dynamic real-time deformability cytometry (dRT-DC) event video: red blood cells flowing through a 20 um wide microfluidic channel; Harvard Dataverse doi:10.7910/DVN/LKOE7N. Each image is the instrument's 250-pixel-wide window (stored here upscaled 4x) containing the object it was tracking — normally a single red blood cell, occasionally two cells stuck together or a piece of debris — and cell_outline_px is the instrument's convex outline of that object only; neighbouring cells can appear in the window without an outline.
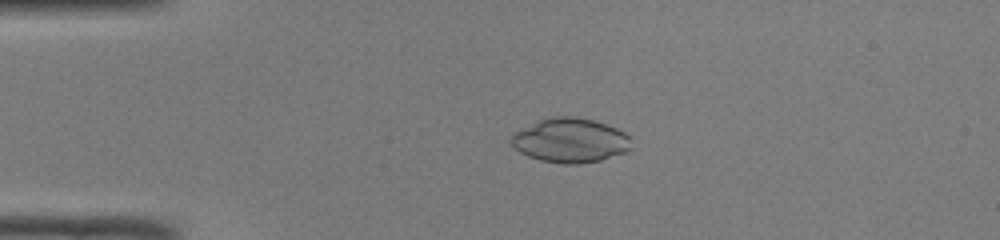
{"species": "common noctule bat (a hibernating species)", "species_latin": "Nyctalus noctula", "temperature_condition": "room temperature", "stored_images_in_passage": 41, "camera_frame_rate_fps": 3000, "um_per_image_px": 0.085, "animal": {"sex": "male", "body_mass_g": 19.0, "forearm_length_mm": 50.8}, "frame": {"image": 1, "passage_image": 3, "time_ms": 0.667, "image_size_px": [1000, 240], "cell_outline_px": [[632, 140], [628, 148], [624, 152], [600, 160], [576, 164], [564, 164], [540, 160], [528, 156], [520, 152], [508, 140], [516, 132], [540, 120], [552, 116], [576, 116], [592, 120], [616, 128], [624, 132]], "centroid_in_image_um": [48.46, 11.93], "position_along_channel_um": 36.5, "area_um2": 30.63}}
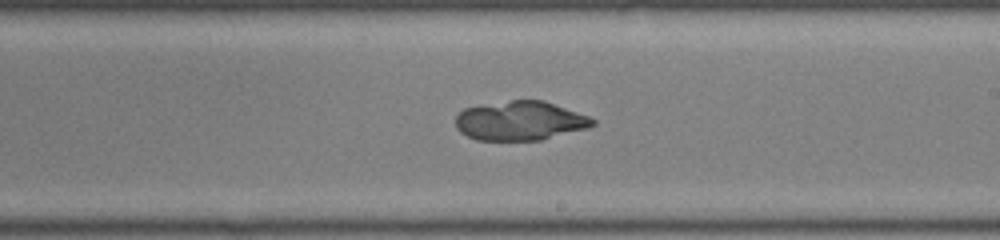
{"frame": {"image": 2, "passage_image": 21, "time_ms": 6.667, "image_size_px": [1000, 240], "cell_outline_px": [[596, 124], [588, 128], [540, 140], [476, 140], [460, 132], [456, 128], [456, 116], [464, 108], [512, 100], [544, 100], [588, 116], [596, 120]], "centroid_in_image_um": [44.22, 10.27], "position_along_channel_um": 244.8, "area_um2": 31.15}}
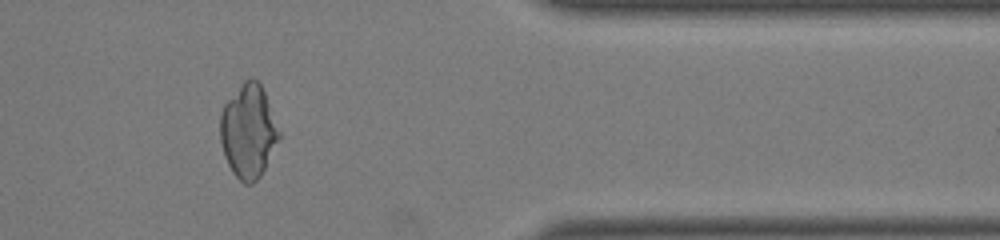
{"frame": {"image": 3, "passage_image": 33, "time_ms": 10.667, "image_size_px": [1000, 240], "cell_outline_px": [[280, 136], [260, 176], [252, 184], [244, 184], [232, 172], [224, 156], [220, 140], [220, 116], [224, 104], [244, 80], [252, 76], [260, 84], [264, 92], [280, 132]], "centroid_in_image_um": [21.08, 11.15], "position_along_channel_um": 390.3, "area_um2": 31.67}}